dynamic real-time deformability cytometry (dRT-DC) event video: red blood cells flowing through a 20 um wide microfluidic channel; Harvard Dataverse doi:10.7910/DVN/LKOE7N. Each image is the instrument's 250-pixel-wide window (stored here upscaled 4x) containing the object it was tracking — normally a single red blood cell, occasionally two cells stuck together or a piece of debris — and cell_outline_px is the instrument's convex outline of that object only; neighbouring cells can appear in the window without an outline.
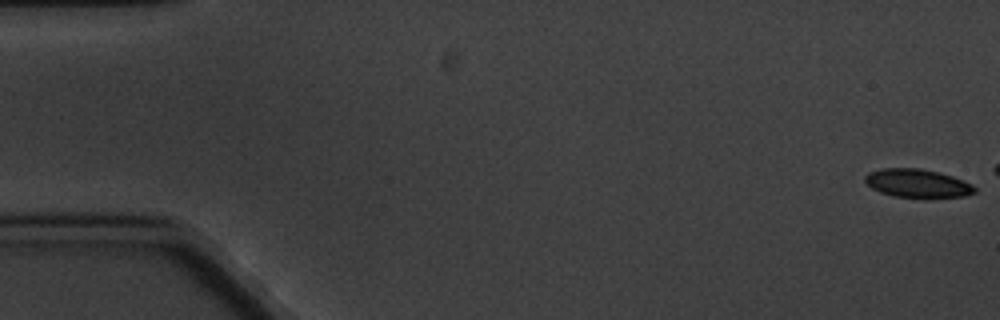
{"species": "common noctule bat (a hibernating species)", "species_latin": "Nyctalus noctula", "temperature_condition": "cold", "stored_images_in_passage": 4, "camera_frame_rate_fps": 3000, "um_per_image_px": 0.085, "animal": {"sex": "male", "body_mass_g": 20.1, "forearm_length_mm": 53.5}, "frame": {"image": 1, "passage_image": 1, "time_ms": 0.0, "image_size_px": [1000, 320], "cell_outline_px": [[976, 192], [964, 196], [924, 200], [892, 196], [880, 192], [872, 188], [864, 180], [864, 176], [868, 172], [884, 168], [920, 168], [952, 176], [972, 184], [976, 188]], "centroid_in_image_um": [77.99, 15.62], "position_along_channel_um": 7.0, "area_um2": 18.73}}